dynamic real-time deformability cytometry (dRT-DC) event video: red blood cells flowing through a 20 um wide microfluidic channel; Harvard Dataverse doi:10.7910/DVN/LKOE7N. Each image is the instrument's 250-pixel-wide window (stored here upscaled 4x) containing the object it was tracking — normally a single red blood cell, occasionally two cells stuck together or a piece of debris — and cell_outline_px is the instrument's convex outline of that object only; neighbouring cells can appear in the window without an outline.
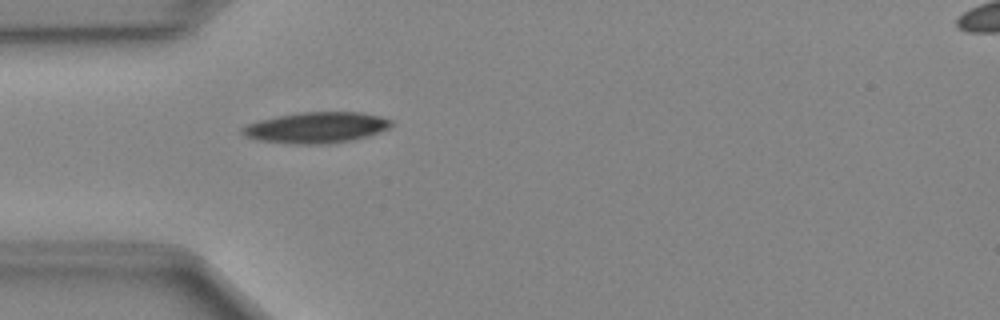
{"species": "Egyptian fruit bat (a non-hibernating species)", "species_latin": "Rousettus aegyptiacus", "temperature_condition": "cold", "stored_images_in_passage": 29, "camera_frame_rate_fps": 3000, "um_per_image_px": 0.085, "animal": {"sex": "female"}, "frame": {"image": 1, "passage_image": 3, "time_ms": 0.667, "image_size_px": [1000, 320], "cell_outline_px": [[392, 124], [388, 128], [380, 132], [368, 136], [352, 140], [328, 144], [292, 144], [260, 140], [244, 136], [240, 132], [240, 128], [248, 124], [260, 120], [276, 116], [300, 112], [360, 112], [380, 116], [392, 120]], "centroid_in_image_um": [26.88, 10.84], "position_along_channel_um": 58.1, "area_um2": 26.93}}
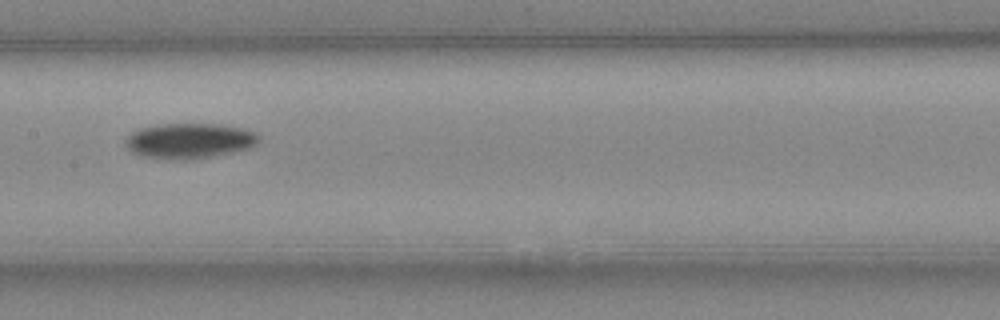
{"frame": {"image": 2, "passage_image": 13, "time_ms": 4.0, "image_size_px": [1000, 320], "cell_outline_px": [[260, 140], [256, 144], [248, 148], [232, 152], [192, 160], [184, 160], [144, 156], [132, 152], [124, 144], [124, 140], [132, 132], [140, 128], [160, 124], [220, 124], [244, 128], [256, 132], [260, 136]], "centroid_in_image_um": [16.12, 11.96], "position_along_channel_um": 191.3, "area_um2": 27.46}}
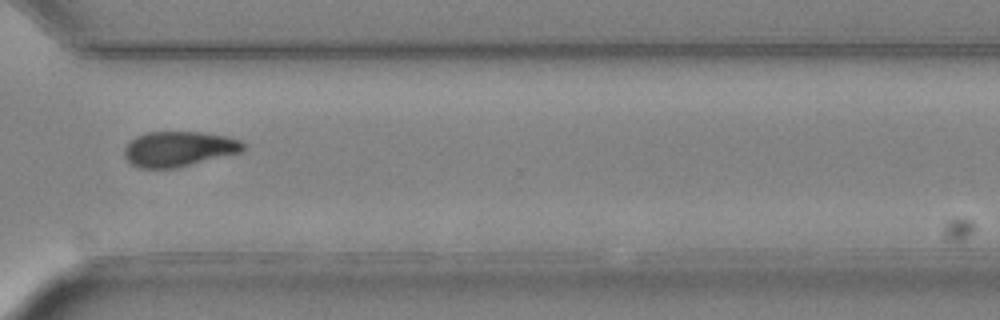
{"frame": {"image": 3, "passage_image": 25, "time_ms": 8.0, "image_size_px": [1000, 320], "cell_outline_px": [[244, 148], [240, 152], [180, 168], [140, 168], [132, 164], [124, 156], [124, 148], [136, 136], [148, 132], [200, 132], [228, 136], [240, 140], [244, 144]], "centroid_in_image_um": [15.2, 12.66], "position_along_channel_um": 355.4, "area_um2": 24.39}}